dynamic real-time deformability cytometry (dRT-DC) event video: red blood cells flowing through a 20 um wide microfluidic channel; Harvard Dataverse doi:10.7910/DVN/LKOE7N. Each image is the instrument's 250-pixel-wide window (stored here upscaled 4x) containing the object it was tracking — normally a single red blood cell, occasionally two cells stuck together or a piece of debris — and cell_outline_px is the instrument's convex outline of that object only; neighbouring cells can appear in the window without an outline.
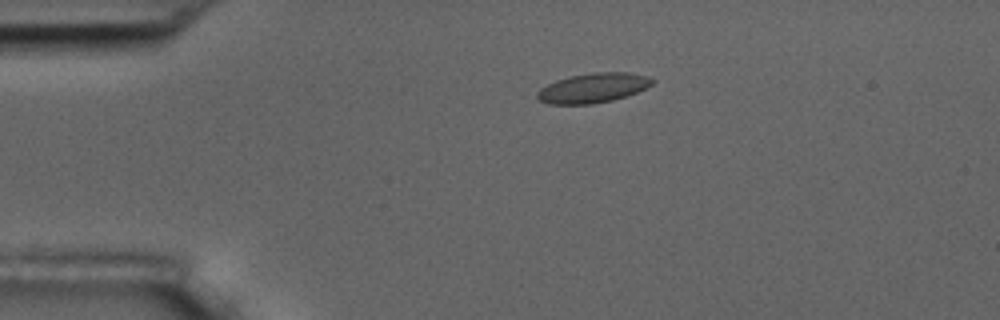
{"species": "common noctule bat (a hibernating species)", "species_latin": "Nyctalus noctula", "temperature_condition": "room temperature", "stored_images_in_passage": 6, "camera_frame_rate_fps": 3000, "um_per_image_px": 0.085, "animal": {"sex": "male", "body_mass_g": 17.5, "forearm_length_mm": 52.3}, "frame": {"image": 1, "passage_image": 4, "time_ms": 3.333, "image_size_px": [1000, 320], "cell_outline_px": [[656, 80], [652, 84], [636, 92], [612, 100], [592, 104], [548, 104], [540, 100], [536, 96], [536, 92], [540, 88], [556, 80], [572, 76], [592, 72], [628, 72], [648, 76]], "centroid_in_image_um": [50.39, 7.47], "position_along_channel_um": 34.6, "area_um2": 19.77}}
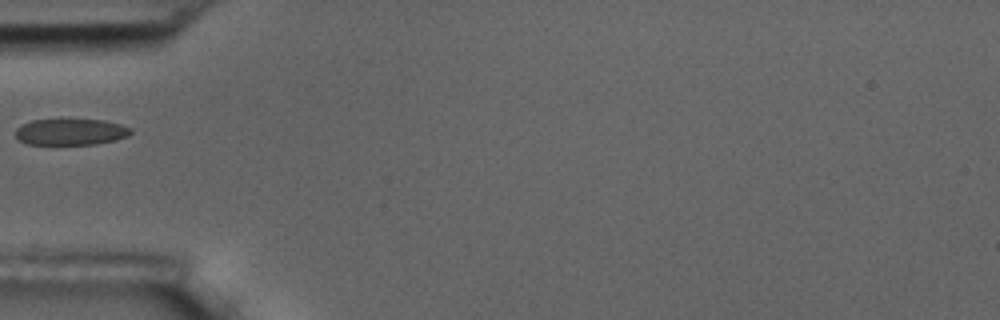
{"frame": {"image": 2, "passage_image": 6, "time_ms": 5.667, "image_size_px": [1000, 320], "cell_outline_px": [[132, 132], [128, 136], [116, 140], [96, 144], [28, 144], [20, 140], [16, 136], [16, 128], [20, 124], [32, 120], [68, 116], [104, 120], [120, 124], [132, 128]], "centroid_in_image_um": [6.01, 11.15], "position_along_channel_um": 79.0, "area_um2": 18.67}}